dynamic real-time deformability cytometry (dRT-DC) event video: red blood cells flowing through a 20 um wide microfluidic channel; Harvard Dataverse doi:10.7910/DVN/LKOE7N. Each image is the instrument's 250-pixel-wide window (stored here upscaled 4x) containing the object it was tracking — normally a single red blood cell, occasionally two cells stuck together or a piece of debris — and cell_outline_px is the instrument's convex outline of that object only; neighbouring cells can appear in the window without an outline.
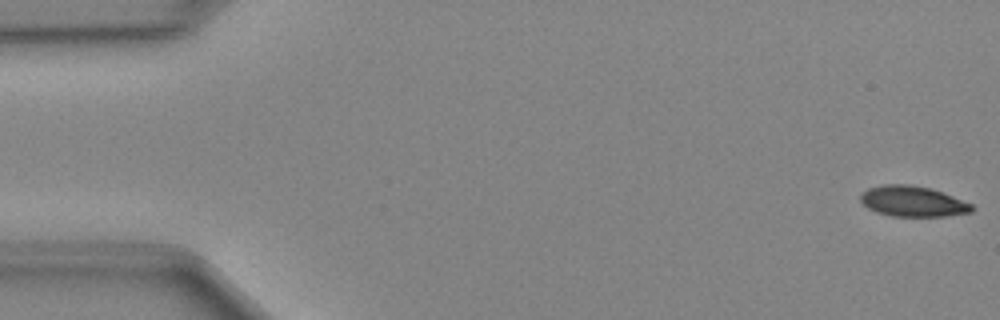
{"species": "Egyptian fruit bat (a non-hibernating species)", "species_latin": "Rousettus aegyptiacus", "temperature_condition": "cold", "stored_images_in_passage": 49, "camera_frame_rate_fps": 3000, "um_per_image_px": 0.085, "animal": {"sex": "female"}, "frame": {"image": 1, "passage_image": 1, "time_ms": 0.0, "image_size_px": [1000, 320], "cell_outline_px": [[972, 212], [944, 216], [892, 216], [876, 212], [868, 208], [860, 200], [860, 196], [868, 188], [884, 184], [908, 184], [932, 188], [972, 204]], "centroid_in_image_um": [77.57, 17.11], "position_along_channel_um": 7.4, "area_um2": 19.71}}
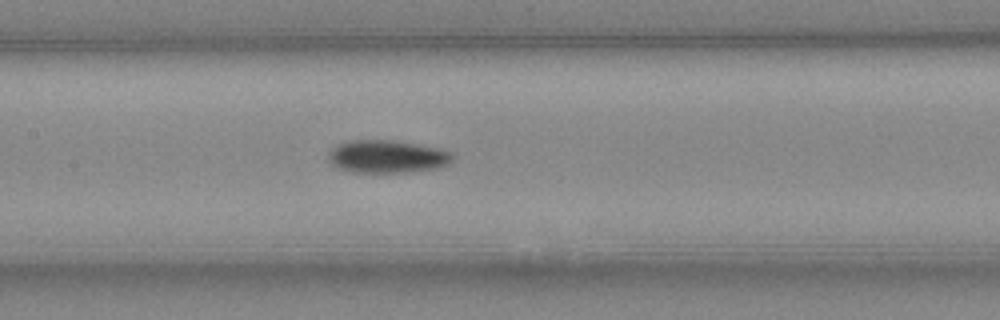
{"frame": {"image": 2, "passage_image": 23, "time_ms": 7.333, "image_size_px": [1000, 320], "cell_outline_px": [[452, 160], [436, 168], [408, 172], [352, 172], [336, 168], [328, 160], [328, 152], [332, 148], [340, 144], [352, 140], [396, 140], [436, 148], [448, 152], [452, 156]], "centroid_in_image_um": [32.82, 13.31], "position_along_channel_um": 174.6, "area_um2": 23.41}}
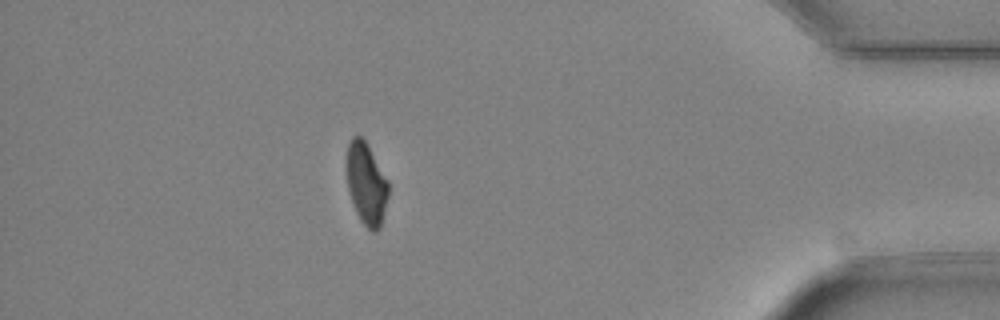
{"frame": {"image": 3, "passage_image": 43, "time_ms": 14.0, "image_size_px": [1000, 320], "cell_outline_px": [[388, 196], [380, 228], [376, 232], [372, 232], [360, 220], [356, 212], [348, 188], [348, 144], [352, 136], [360, 136], [364, 140], [388, 180]], "centroid_in_image_um": [31.16, 15.65], "position_along_channel_um": 404.0, "area_um2": 19.36}}